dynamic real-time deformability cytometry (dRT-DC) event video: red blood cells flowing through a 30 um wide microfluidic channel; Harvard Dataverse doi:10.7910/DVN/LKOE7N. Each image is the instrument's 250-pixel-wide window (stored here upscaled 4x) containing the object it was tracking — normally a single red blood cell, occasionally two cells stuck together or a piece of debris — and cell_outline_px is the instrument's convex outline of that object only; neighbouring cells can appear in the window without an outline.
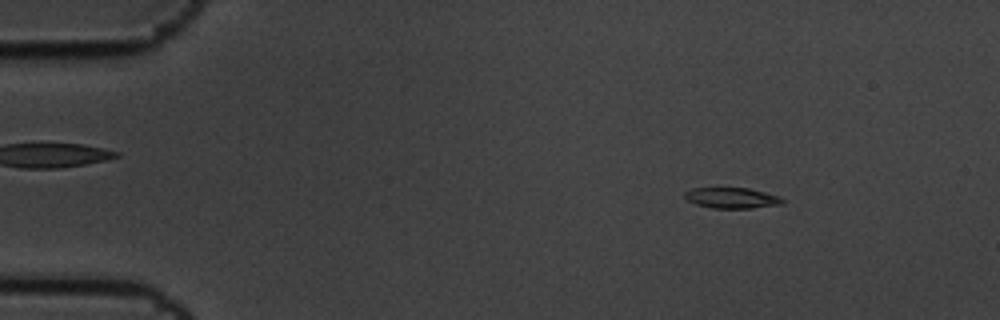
{"species": "common noctule bat (a hibernating species)", "species_latin": "Nyctalus noctula", "temperature_condition": "cold", "stored_images_in_passage": 4, "camera_frame_rate_fps": 3000, "um_per_image_px": 0.085, "animal": {"sex": "male", "body_mass_g": 19.5, "forearm_length_mm": 54.6}, "frame": {"image": 1, "passage_image": 2, "time_ms": 0.333, "image_size_px": [1000, 320], "cell_outline_px": [[784, 204], [752, 208], [712, 208], [696, 204], [688, 200], [684, 196], [684, 192], [692, 188], [748, 188], [780, 196], [784, 200]], "centroid_in_image_um": [62.22, 16.83], "position_along_channel_um": 22.8, "area_um2": 11.79}}